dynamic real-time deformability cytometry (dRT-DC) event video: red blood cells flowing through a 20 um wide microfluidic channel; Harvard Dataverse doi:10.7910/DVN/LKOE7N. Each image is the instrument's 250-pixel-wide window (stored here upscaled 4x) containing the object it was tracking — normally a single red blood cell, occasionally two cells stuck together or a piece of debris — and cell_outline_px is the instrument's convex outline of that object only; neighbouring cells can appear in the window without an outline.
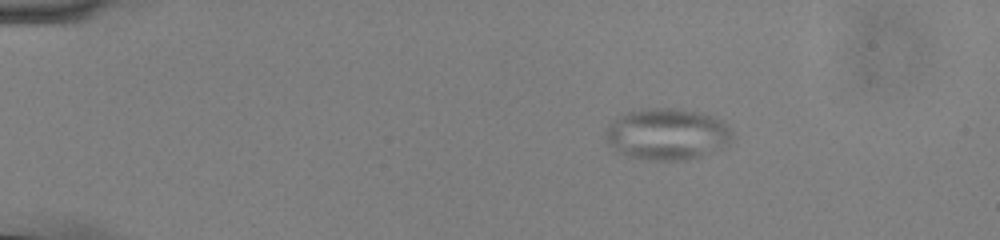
{"species": "common noctule bat (a hibernating species)", "species_latin": "Nyctalus noctula", "temperature_condition": "cold", "stored_images_in_passage": 48, "camera_frame_rate_fps": 3000, "um_per_image_px": 0.085, "animal": {"sex": "male", "body_mass_g": 13.0, "forearm_length_mm": 53.1}, "frame": {"image": 1, "passage_image": 2, "time_ms": 0.333, "image_size_px": [1000, 240], "cell_outline_px": [[732, 140], [728, 148], [700, 156], [684, 160], [652, 160], [624, 156], [616, 152], [608, 144], [604, 136], [604, 132], [608, 124], [616, 116], [624, 112], [644, 108], [676, 108], [696, 112], [712, 116], [724, 120], [728, 124], [732, 132]], "centroid_in_image_um": [56.69, 11.4], "position_along_channel_um": 28.3, "area_um2": 39.02}}
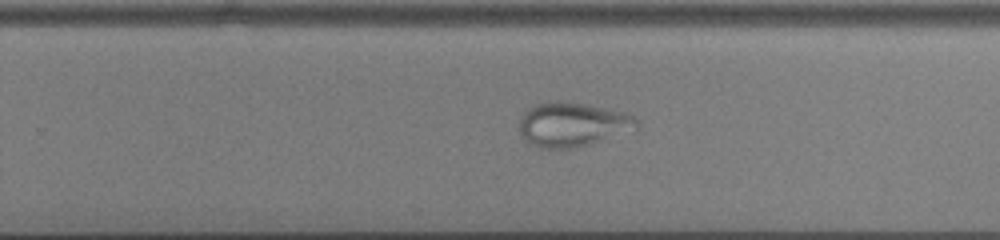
{"frame": {"image": 2, "passage_image": 29, "time_ms": 9.333, "image_size_px": [1000, 240], "cell_outline_px": [[640, 128], [588, 144], [572, 148], [540, 148], [532, 144], [520, 132], [520, 116], [528, 108], [536, 104], [556, 100], [560, 100], [588, 104], [624, 112], [632, 116], [636, 120]], "centroid_in_image_um": [48.66, 10.55], "position_along_channel_um": 281.1, "area_um2": 30.06}}
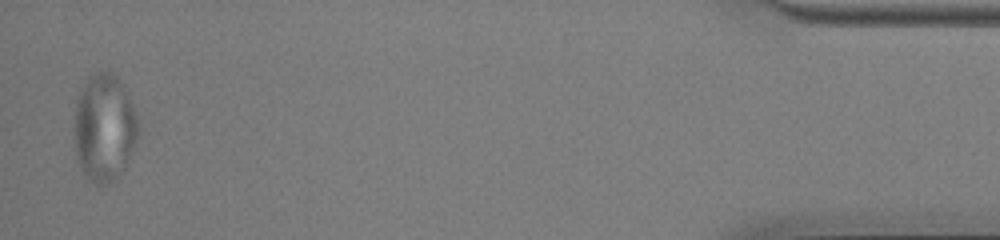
{"frame": {"image": 3, "passage_image": 47, "time_ms": 15.333, "image_size_px": [1000, 240], "cell_outline_px": [[140, 124], [136, 140], [124, 168], [116, 180], [104, 184], [92, 184], [84, 176], [80, 168], [76, 156], [72, 132], [72, 128], [76, 96], [88, 76], [96, 72], [112, 72], [120, 80], [128, 92]], "centroid_in_image_um": [8.82, 10.85], "position_along_channel_um": 426.4, "area_um2": 41.15}}